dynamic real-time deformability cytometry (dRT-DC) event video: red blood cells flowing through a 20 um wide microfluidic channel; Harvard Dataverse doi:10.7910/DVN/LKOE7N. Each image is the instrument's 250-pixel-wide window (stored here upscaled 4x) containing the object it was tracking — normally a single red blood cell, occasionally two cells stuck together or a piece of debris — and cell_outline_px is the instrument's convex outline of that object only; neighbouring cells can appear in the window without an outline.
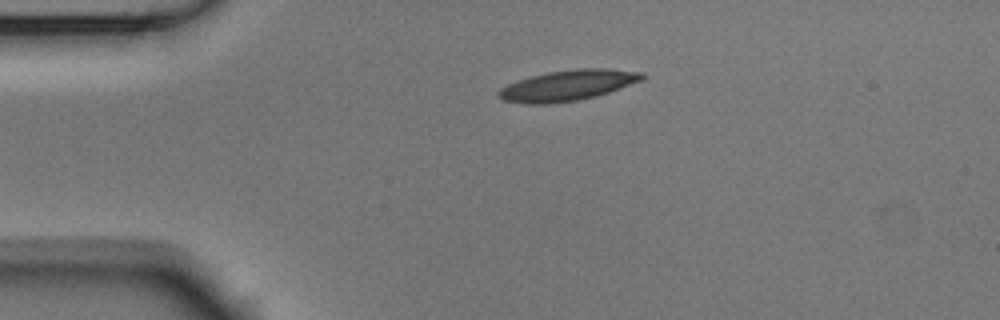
{"species": "Egyptian fruit bat (a non-hibernating species)", "species_latin": "Rousettus aegyptiacus", "temperature_condition": "room temperature", "stored_images_in_passage": 2, "camera_frame_rate_fps": 3000, "um_per_image_px": 0.085, "animal": {"sex": "male"}, "frame": {"image": 1, "passage_image": 1, "time_ms": 0.0, "image_size_px": [1000, 320], "cell_outline_px": [[644, 80], [596, 96], [576, 100], [548, 104], [528, 104], [504, 100], [496, 96], [496, 92], [500, 88], [516, 80], [548, 72], [580, 68], [604, 68], [644, 72]], "centroid_in_image_um": [48.25, 7.25], "position_along_channel_um": 36.8, "area_um2": 25.61}}